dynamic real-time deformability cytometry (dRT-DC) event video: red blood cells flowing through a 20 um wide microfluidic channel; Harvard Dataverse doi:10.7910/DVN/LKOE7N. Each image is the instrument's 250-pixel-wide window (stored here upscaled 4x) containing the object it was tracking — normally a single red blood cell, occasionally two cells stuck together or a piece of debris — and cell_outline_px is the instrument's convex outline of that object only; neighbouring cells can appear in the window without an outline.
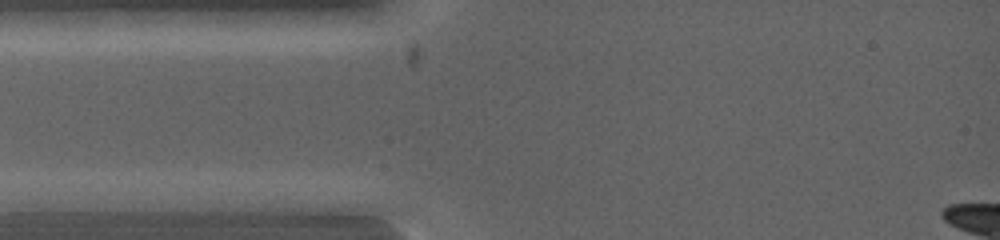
{"species": "common noctule bat (a hibernating species)", "species_latin": "Nyctalus noctula", "temperature_condition": "warm", "stored_images_in_passage": 4, "camera_frame_rate_fps": 5000, "um_per_image_px": 0.085, "animal": {"sex": "female", "body_mass_g": 19.0, "forearm_length_mm": 53.3}, "frame": {"image": 1, "passage_image": 1, "time_ms": 0.0, "image_size_px": [1000, 240], "cell_outline_px": [[124, 200], [108, 212], [16, 212], [12, 200], [48, 192], [104, 192]], "centroid_in_image_um": [5.73, 17.21], "position_along_channel_um": 79.3, "area_um2": 13.7}}